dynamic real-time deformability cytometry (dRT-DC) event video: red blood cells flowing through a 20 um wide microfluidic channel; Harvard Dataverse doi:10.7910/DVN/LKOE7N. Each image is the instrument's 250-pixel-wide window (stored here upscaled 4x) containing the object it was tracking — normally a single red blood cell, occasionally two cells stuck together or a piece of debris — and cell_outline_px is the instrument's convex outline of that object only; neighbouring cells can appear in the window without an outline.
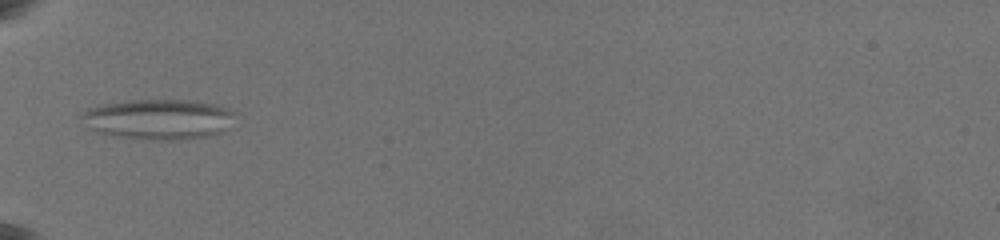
{"species": "common noctule bat (a hibernating species)", "species_latin": "Nyctalus noctula", "temperature_condition": "warm", "stored_images_in_passage": 2, "camera_frame_rate_fps": 3000, "um_per_image_px": 0.085, "animal": {"sex": "female", "body_mass_g": 19.5, "forearm_length_mm": 54.1}, "frame": {"image": 1, "passage_image": 1, "time_ms": 0.0, "image_size_px": [1000, 240], "cell_outline_px": [[232, 112], [224, 128], [220, 132], [208, 136], [188, 140], [156, 140], [112, 136], [92, 132], [88, 128], [80, 116], [80, 112], [88, 108], [104, 104], [132, 100], [188, 100], [216, 104], [228, 108]], "centroid_in_image_um": [13.35, 10.15], "position_along_channel_um": 71.6, "area_um2": 35.95}}